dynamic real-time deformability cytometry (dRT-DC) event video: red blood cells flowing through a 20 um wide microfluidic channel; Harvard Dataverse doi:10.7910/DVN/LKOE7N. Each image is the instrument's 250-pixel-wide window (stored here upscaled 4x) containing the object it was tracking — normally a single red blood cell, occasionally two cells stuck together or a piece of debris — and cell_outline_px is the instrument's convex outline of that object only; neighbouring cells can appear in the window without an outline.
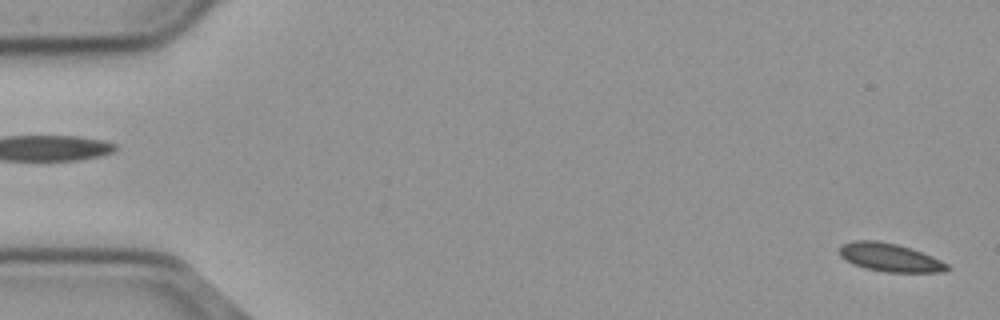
{"species": "common noctule bat (a hibernating species)", "species_latin": "Nyctalus noctula", "temperature_condition": "cold", "stored_images_in_passage": 55, "camera_frame_rate_fps": 3000, "um_per_image_px": 0.085, "animal": {"sex": "male", "body_mass_g": 23.1, "forearm_length_mm": 52.7}, "frame": {"image": 1, "passage_image": 1, "time_ms": 0.0, "image_size_px": [1000, 320], "cell_outline_px": [[952, 268], [944, 272], [884, 272], [864, 268], [852, 264], [840, 256], [840, 244], [852, 240], [876, 240], [896, 244], [932, 256], [948, 264]], "centroid_in_image_um": [75.61, 21.89], "position_along_channel_um": 9.4, "area_um2": 17.8}}
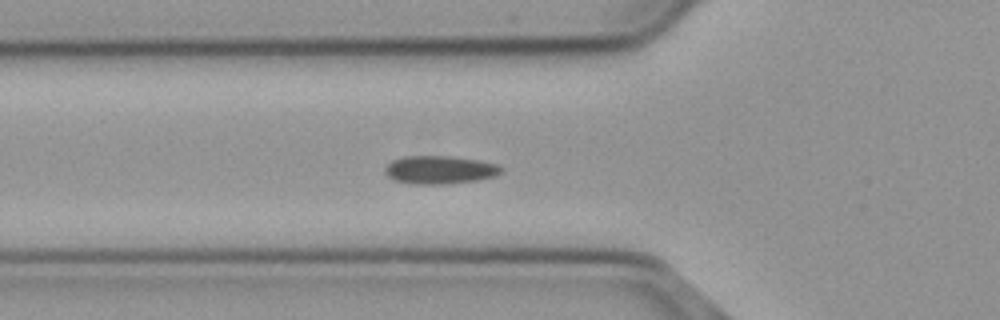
{"frame": {"image": 2, "passage_image": 19, "time_ms": 6.0, "image_size_px": [1000, 320], "cell_outline_px": [[504, 172], [496, 176], [480, 180], [448, 184], [416, 184], [396, 180], [388, 176], [384, 172], [384, 168], [392, 160], [404, 156], [448, 156], [476, 160], [496, 164], [504, 168]], "centroid_in_image_um": [37.42, 14.44], "position_along_channel_um": 88.4, "area_um2": 19.13}}
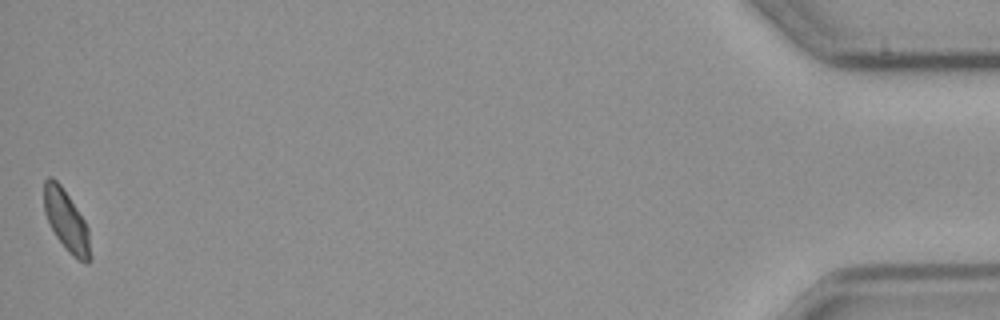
{"frame": {"image": 3, "passage_image": 55, "time_ms": 18.0, "image_size_px": [1000, 320], "cell_outline_px": [[92, 260], [88, 264], [84, 264], [72, 256], [64, 248], [56, 236], [44, 212], [44, 180], [48, 176], [52, 176], [60, 184], [84, 220], [88, 228], [92, 256]], "centroid_in_image_um": [5.66, 18.82], "position_along_channel_um": 429.5, "area_um2": 16.59}, "authors_computed_cell_mechanics": {"area_um2": 18.0914, "velocity_mm_per_s": 3.6831, "shape_relaxation_time_tau1_ms": null, "shape_relaxation_time_tau2_ms": 9.9074, "deformation_change_tau1": null, "deformation_change_tau2": 0.0962}}